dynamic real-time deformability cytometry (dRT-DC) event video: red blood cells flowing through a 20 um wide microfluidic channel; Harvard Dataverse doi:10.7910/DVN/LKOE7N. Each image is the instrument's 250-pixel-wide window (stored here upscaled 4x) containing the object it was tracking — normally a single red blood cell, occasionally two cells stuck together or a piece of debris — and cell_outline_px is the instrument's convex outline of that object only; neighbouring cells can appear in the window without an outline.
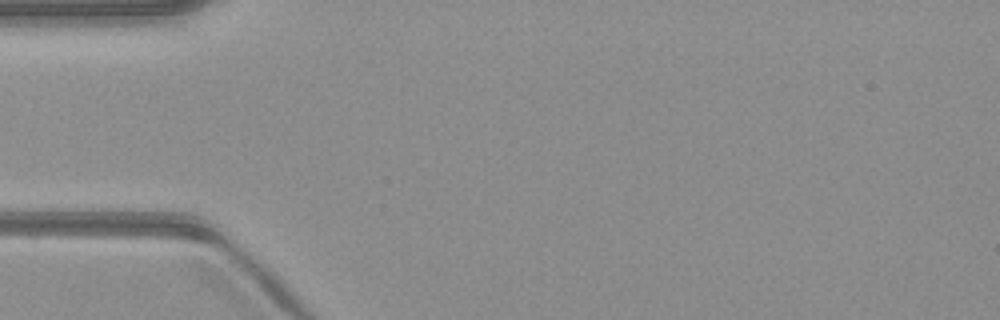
{"species": "common noctule bat (a hibernating species)", "species_latin": "Nyctalus noctula", "temperature_condition": "warm", "stored_images_in_passage": 2, "camera_frame_rate_fps": 3000, "um_per_image_px": 0.085, "animal": {"sex": "male", "body_mass_g": 23.1, "forearm_length_mm": 52.7}, "frame": {"image": 1, "passage_image": 1, "time_ms": 0.0, "image_size_px": [1000, 320], "cell_outline_px": [[228, 280], [84, 260], [76, 256], [128, 252], [200, 256], [208, 260]], "centroid_in_image_um": [13.66, 22.35], "position_along_channel_um": 71.3, "area_um2": 14.33}}